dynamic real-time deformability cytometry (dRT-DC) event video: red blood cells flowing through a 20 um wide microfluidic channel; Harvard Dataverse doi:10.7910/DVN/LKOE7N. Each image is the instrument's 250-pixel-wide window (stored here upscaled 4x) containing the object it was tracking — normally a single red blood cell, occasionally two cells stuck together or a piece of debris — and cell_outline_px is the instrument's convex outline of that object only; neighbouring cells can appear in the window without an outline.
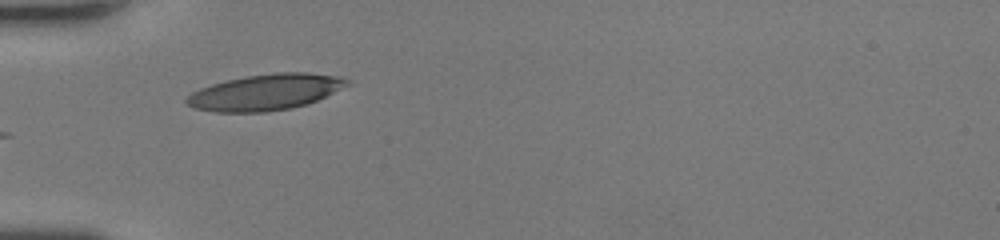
{"species": "human", "species_latin": "Homo sapiens", "temperature_condition": "room temperature", "stored_images_in_passage": 31, "camera_frame_rate_fps": 3000, "um_per_image_px": 0.085, "donor": {"sex": "female"}, "frame": {"image": 1, "passage_image": 1, "time_ms": 0.0, "image_size_px": [1000, 240], "cell_outline_px": [[352, 84], [308, 104], [292, 108], [268, 112], [216, 112], [192, 108], [184, 100], [192, 92], [200, 88], [212, 84], [228, 80], [248, 76], [276, 72], [308, 72], [340, 76], [348, 80]], "centroid_in_image_um": [22.59, 7.84], "position_along_channel_um": 62.4, "area_um2": 33.81}}
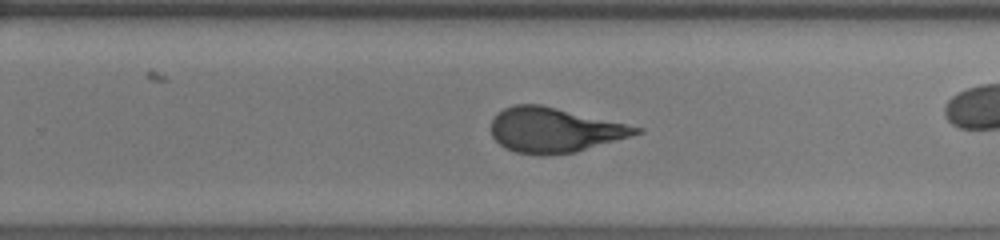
{"frame": {"image": 2, "passage_image": 14, "time_ms": 4.333, "image_size_px": [1000, 240], "cell_outline_px": [[644, 132], [632, 136], [576, 152], [540, 156], [516, 152], [504, 148], [492, 136], [492, 120], [504, 108], [516, 104], [540, 104], [644, 128]], "centroid_in_image_um": [47.14, 11.07], "position_along_channel_um": 282.7, "area_um2": 37.69}}
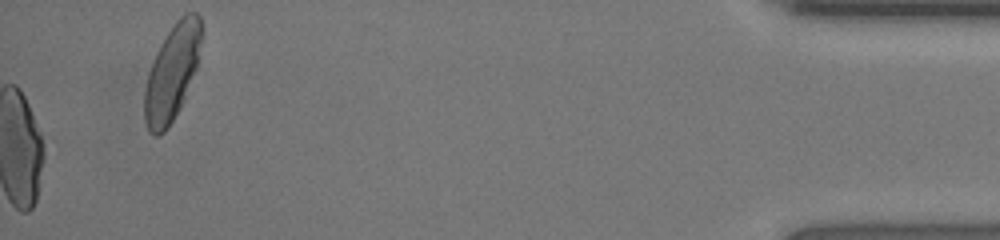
{"frame": {"image": 3, "passage_image": 31, "time_ms": 10.0, "image_size_px": [1000, 240], "cell_outline_px": [[200, 40], [196, 68], [184, 100], [180, 108], [168, 128], [164, 132], [156, 136], [152, 136], [148, 132], [144, 120], [144, 88], [148, 72], [156, 52], [160, 44], [176, 20], [184, 12], [196, 12], [200, 16]], "centroid_in_image_um": [14.58, 6.22], "position_along_channel_um": 420.6, "area_um2": 31.67}, "authors_computed_cell_mechanics": {"area_um2": 37.5122, "velocity_mm_per_s": 4.3758, "shape_relaxation_time_tau1_ms": 4.4483, "shape_relaxation_time_tau2_ms": 0.488, "deformation_change_tau1": 0.1897, "deformation_change_tau2": 0.057}}